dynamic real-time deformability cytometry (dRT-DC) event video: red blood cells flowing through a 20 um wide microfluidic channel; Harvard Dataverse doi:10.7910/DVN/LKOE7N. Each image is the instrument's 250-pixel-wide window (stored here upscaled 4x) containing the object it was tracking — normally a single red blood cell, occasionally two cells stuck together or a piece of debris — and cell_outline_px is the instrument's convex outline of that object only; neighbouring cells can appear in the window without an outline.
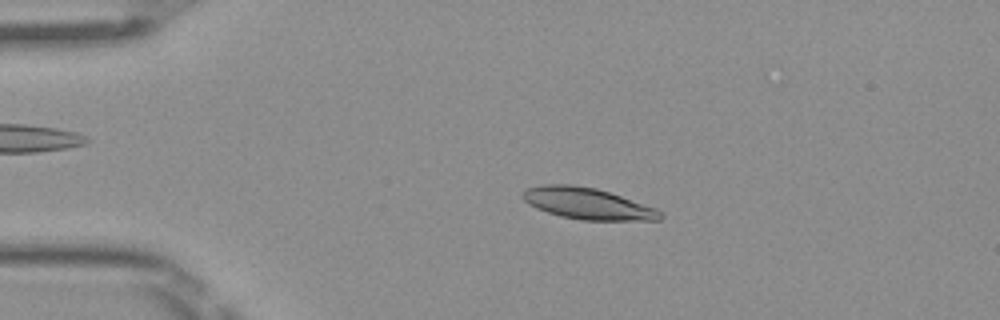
{"species": "Egyptian fruit bat (a non-hibernating species)", "species_latin": "Rousettus aegyptiacus", "temperature_condition": "room temperature", "stored_images_in_passage": 50, "camera_frame_rate_fps": 3000, "um_per_image_px": 0.085, "frame": {"image": 1, "passage_image": 10, "time_ms": 3.0, "image_size_px": [1000, 320], "cell_outline_px": [[664, 216], [660, 220], [580, 220], [560, 216], [536, 208], [528, 204], [520, 196], [528, 188], [544, 184], [572, 184], [596, 188], [656, 208]], "centroid_in_image_um": [49.92, 17.3], "position_along_channel_um": 35.1, "area_um2": 25.03}}
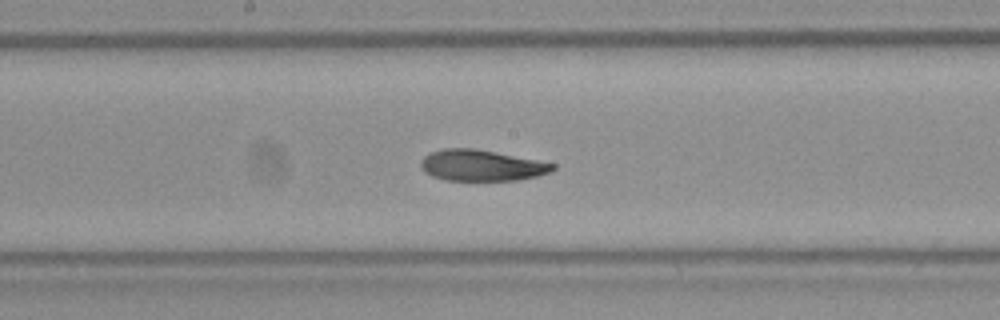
{"frame": {"image": 2, "passage_image": 26, "time_ms": 8.333, "image_size_px": [1000, 320], "cell_outline_px": [[556, 168], [552, 172], [536, 176], [516, 180], [444, 180], [432, 176], [424, 172], [420, 168], [420, 160], [424, 156], [432, 152], [444, 148], [476, 148], [556, 164]], "centroid_in_image_um": [40.9, 14.06], "position_along_channel_um": 207.3, "area_um2": 23.93}}
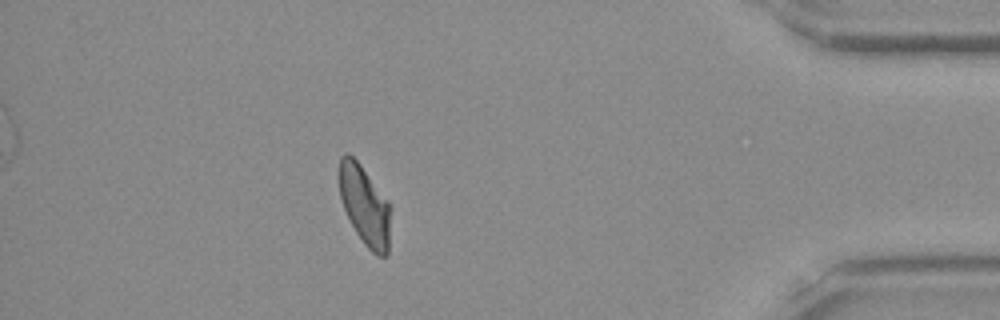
{"frame": {"image": 3, "passage_image": 44, "time_ms": 14.333, "image_size_px": [1000, 320], "cell_outline_px": [[392, 208], [388, 256], [376, 256], [364, 244], [356, 232], [344, 208], [340, 196], [340, 156], [344, 152], [348, 152], [360, 164], [388, 200]], "centroid_in_image_um": [31.05, 17.49], "position_along_channel_um": 404.1, "area_um2": 23.99}, "authors_computed_cell_mechanics": {"area_um2": 24.6228, "velocity_mm_per_s": 4.0284, "shape_relaxation_time_tau1_ms": 4.6316, "shape_relaxation_time_tau2_ms": 2.8204, "deformation_change_tau1": 0.1557, "deformation_change_tau2": 0.0879}}